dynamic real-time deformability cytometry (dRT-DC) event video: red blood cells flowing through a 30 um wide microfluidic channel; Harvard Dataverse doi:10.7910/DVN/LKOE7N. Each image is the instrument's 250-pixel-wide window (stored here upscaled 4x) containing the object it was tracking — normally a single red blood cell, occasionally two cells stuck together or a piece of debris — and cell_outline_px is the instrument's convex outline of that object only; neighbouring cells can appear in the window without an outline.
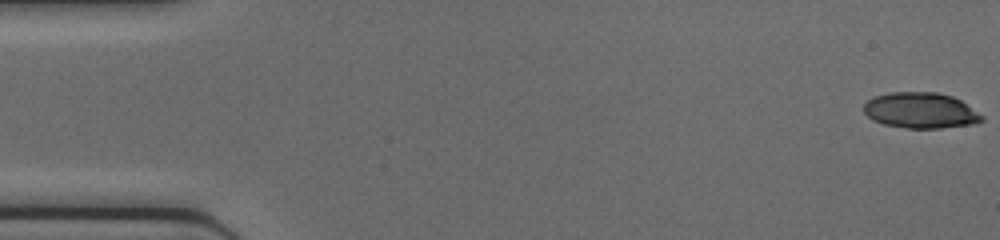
{"species": "common noctule bat (a hibernating species)", "species_latin": "Nyctalus noctula", "temperature_condition": "cold", "stored_images_in_passage": 46, "segment_of_instrument_passage": [1, 2], "camera_frame_rate_fps": 3000, "um_per_image_px": 0.085, "animal": {"sex": "female", "body_mass_g": 17.0, "forearm_length_mm": 48.0}, "frame": {"image": 1, "passage_image": 1, "time_ms": 0.0, "image_size_px": [1000, 240], "cell_outline_px": [[984, 120], [976, 124], [940, 128], [908, 128], [884, 124], [872, 120], [864, 112], [864, 104], [868, 100], [876, 96], [888, 92], [936, 92], [952, 96], [960, 100], [984, 116]], "centroid_in_image_um": [78.27, 9.39], "position_along_channel_um": 6.7, "area_um2": 24.62}}
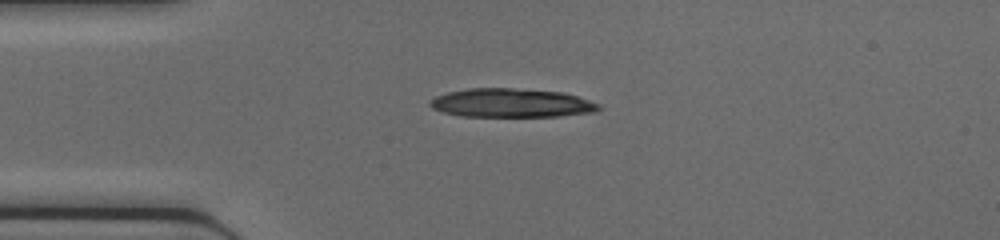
{"frame": {"image": 2, "passage_image": 12, "time_ms": 3.667, "image_size_px": [1000, 240], "cell_outline_px": [[600, 108], [596, 112], [556, 116], [460, 116], [444, 112], [432, 108], [428, 104], [428, 100], [436, 96], [448, 92], [468, 88], [512, 88], [564, 92], [600, 104]], "centroid_in_image_um": [43.44, 8.75], "position_along_channel_um": 41.6, "area_um2": 28.26}}